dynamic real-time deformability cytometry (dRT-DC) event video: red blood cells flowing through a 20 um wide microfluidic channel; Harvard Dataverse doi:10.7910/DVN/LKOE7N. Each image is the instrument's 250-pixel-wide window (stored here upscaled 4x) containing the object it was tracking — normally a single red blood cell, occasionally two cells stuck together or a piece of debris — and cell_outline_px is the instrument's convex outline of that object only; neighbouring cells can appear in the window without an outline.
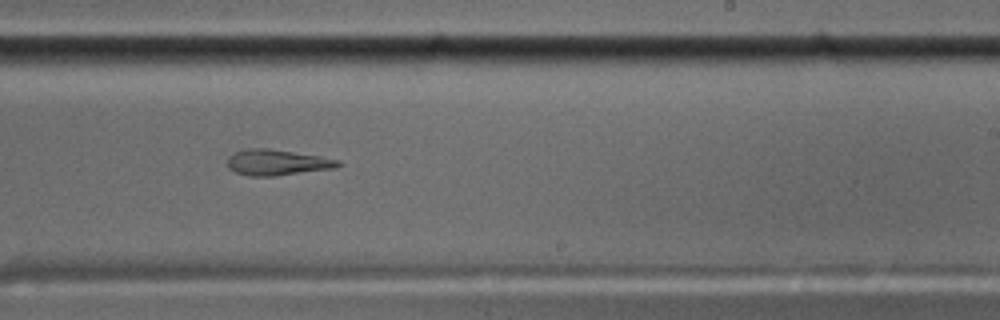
{"species": "common noctule bat (a hibernating species)", "species_latin": "Nyctalus noctula", "temperature_condition": "cold", "stored_images_in_passage": 11, "camera_frame_rate_fps": 3000, "um_per_image_px": 0.085, "animal": {"sex": "male", "body_mass_g": 17.5, "forearm_length_mm": 52.3}, "frame": {"image": 1, "passage_image": 8, "time_ms": 8.667, "image_size_px": [1000, 320], "cell_outline_px": [[344, 164], [336, 168], [276, 176], [248, 176], [236, 172], [228, 168], [228, 156], [244, 148], [268, 148], [320, 156], [340, 160]], "centroid_in_image_um": [23.58, 13.81], "position_along_channel_um": 265.4, "area_um2": 16.82}}
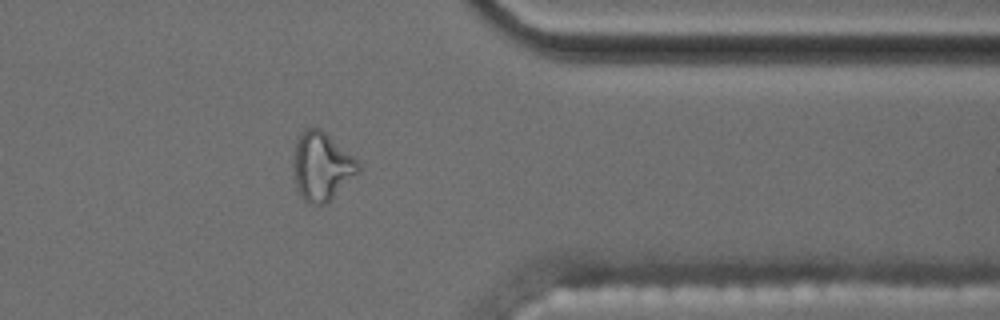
{"frame": {"image": 2, "passage_image": 11, "time_ms": 12.333, "image_size_px": [1000, 320], "cell_outline_px": [[360, 172], [328, 204], [308, 204], [300, 196], [296, 188], [292, 168], [292, 156], [296, 136], [304, 128], [320, 128], [352, 156], [360, 164]], "centroid_in_image_um": [27.3, 14.17], "position_along_channel_um": 384.1, "area_um2": 26.47}, "authors_computed_cell_mechanics": {"area_um2": 15.9528, "velocity_mm_per_s": 3.5246, "shape_relaxation_time_tau1_ms": null, "shape_relaxation_time_tau2_ms": 3.2997, "deformation_change_tau1": null, "deformation_change_tau2": 0.1159}}